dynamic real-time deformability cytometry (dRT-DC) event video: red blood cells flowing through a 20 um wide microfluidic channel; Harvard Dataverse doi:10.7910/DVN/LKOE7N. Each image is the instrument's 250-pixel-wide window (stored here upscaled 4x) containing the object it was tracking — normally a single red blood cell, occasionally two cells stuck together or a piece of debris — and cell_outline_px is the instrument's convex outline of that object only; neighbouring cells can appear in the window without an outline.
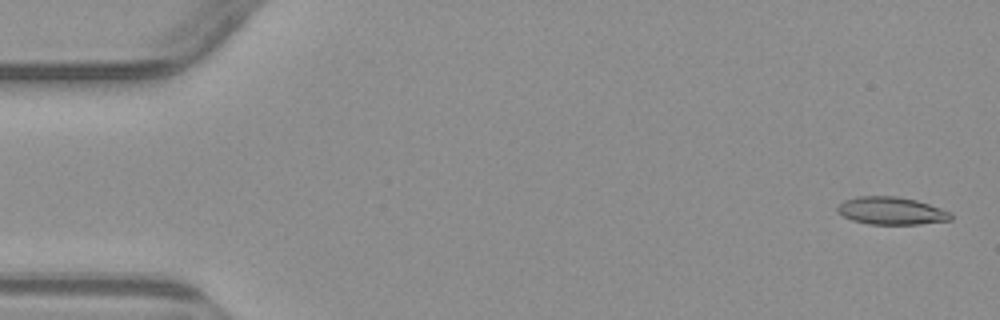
{"species": "common noctule bat (a hibernating species)", "species_latin": "Nyctalus noctula", "temperature_condition": "warm", "stored_images_in_passage": 5, "camera_frame_rate_fps": 3000, "um_per_image_px": 0.085, "animal": {"sex": "male", "body_mass_g": 23.1, "forearm_length_mm": 52.7}, "frame": {"image": 1, "passage_image": 1, "time_ms": 0.0, "image_size_px": [1000, 320], "cell_outline_px": [[952, 220], [920, 224], [868, 224], [852, 220], [844, 216], [836, 208], [844, 200], [856, 196], [896, 196], [916, 200], [952, 212]], "centroid_in_image_um": [75.78, 17.92], "position_along_channel_um": 9.2, "area_um2": 18.21}}
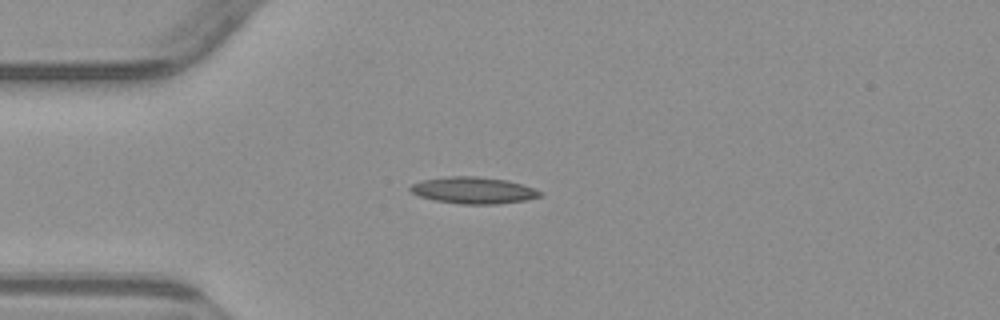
{"frame": {"image": 2, "passage_image": 4, "time_ms": 4.0, "image_size_px": [1000, 320], "cell_outline_px": [[544, 196], [524, 200], [496, 204], [460, 204], [436, 200], [420, 196], [412, 192], [408, 188], [412, 184], [420, 180], [448, 176], [476, 176], [508, 180], [544, 192]], "centroid_in_image_um": [40.25, 16.17], "position_along_channel_um": 44.8, "area_um2": 20.11}}